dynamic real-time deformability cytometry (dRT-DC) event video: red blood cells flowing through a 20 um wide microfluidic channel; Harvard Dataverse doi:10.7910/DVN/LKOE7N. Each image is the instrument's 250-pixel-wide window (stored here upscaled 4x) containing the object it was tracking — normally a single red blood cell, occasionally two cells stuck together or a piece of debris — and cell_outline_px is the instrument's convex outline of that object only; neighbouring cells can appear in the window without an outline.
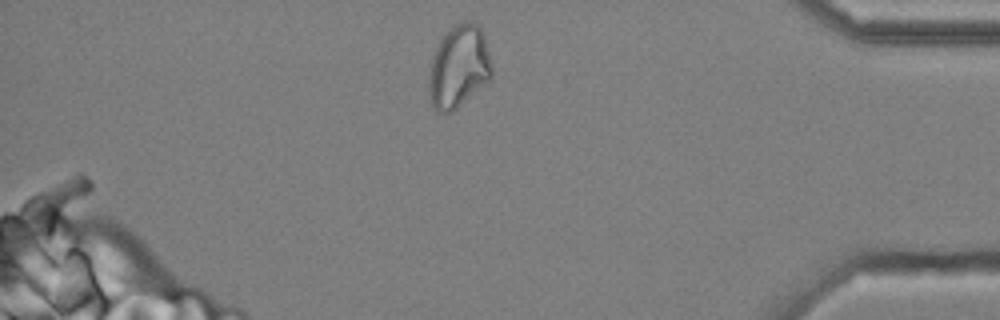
{"species": "common noctule bat (a hibernating species)", "species_latin": "Nyctalus noctula", "temperature_condition": "cold", "stored_images_in_passage": 46, "camera_frame_rate_fps": 3000, "um_per_image_px": 0.085, "animal": {"sex": "male", "body_mass_g": 20.4}, "frame": {"image": 1, "passage_image": 46, "time_ms": 15.0, "image_size_px": [1000, 320], "cell_outline_px": [[492, 76], [488, 80], [452, 112], [436, 112], [432, 108], [428, 88], [428, 76], [432, 56], [440, 40], [452, 24], [464, 20], [472, 20], [480, 24], [484, 36], [492, 64]], "centroid_in_image_um": [38.98, 5.62], "position_along_channel_um": 396.2, "area_um2": 30.63}, "authors_computed_cell_mechanics": {"area_um2": 29.9404, "velocity_mm_per_s": 3.6987, "shape_relaxation_time_tau1_ms": null, "shape_relaxation_time_tau2_ms": 1.8081, "deformation_change_tau1": null, "deformation_change_tau2": 0.0931}}